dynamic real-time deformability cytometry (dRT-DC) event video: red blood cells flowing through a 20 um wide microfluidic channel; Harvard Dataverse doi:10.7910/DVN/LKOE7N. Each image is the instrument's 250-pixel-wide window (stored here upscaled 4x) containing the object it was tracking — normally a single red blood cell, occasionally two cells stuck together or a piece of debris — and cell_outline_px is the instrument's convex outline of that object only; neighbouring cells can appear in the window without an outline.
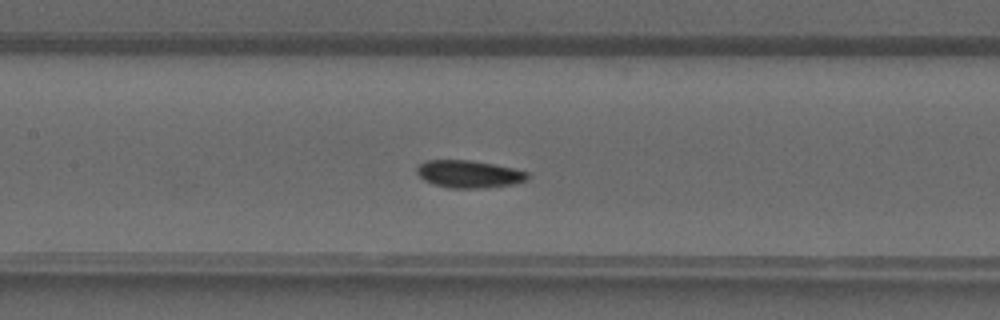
{"species": "common noctule bat (a hibernating species)", "species_latin": "Nyctalus noctula", "temperature_condition": "warm", "stored_images_in_passage": 37, "segment_of_instrument_passage": [1, 2], "camera_frame_rate_fps": 3000, "um_per_image_px": 0.085, "animal": {"sex": "male", "forearm_length_mm": 52.5}, "frame": {"image": 1, "passage_image": 14, "time_ms": 4.333, "image_size_px": [1000, 320], "cell_outline_px": [[528, 180], [516, 184], [488, 188], [448, 188], [432, 184], [424, 180], [416, 172], [416, 168], [420, 164], [428, 160], [472, 160], [512, 168], [528, 172]], "centroid_in_image_um": [39.87, 14.81], "position_along_channel_um": 167.5, "area_um2": 17.86}}
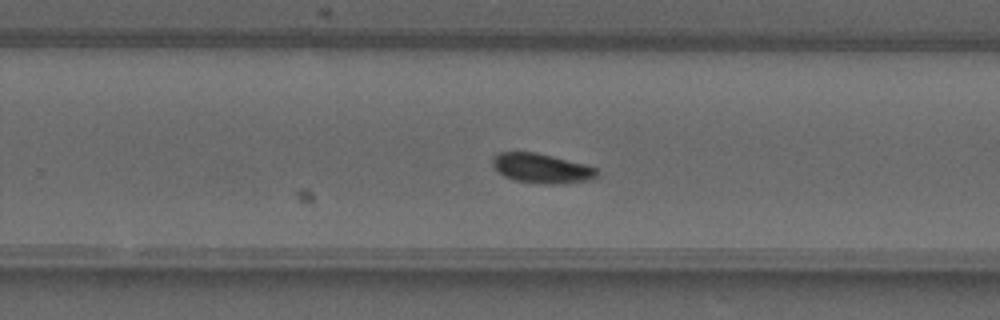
{"frame": {"image": 2, "passage_image": 21, "time_ms": 6.667, "image_size_px": [1000, 320], "cell_outline_px": [[600, 176], [592, 180], [564, 184], [544, 184], [512, 180], [504, 176], [492, 164], [492, 156], [500, 152], [536, 152], [584, 164], [596, 168], [600, 172]], "centroid_in_image_um": [46.09, 14.32], "position_along_channel_um": 283.7, "area_um2": 18.26}}
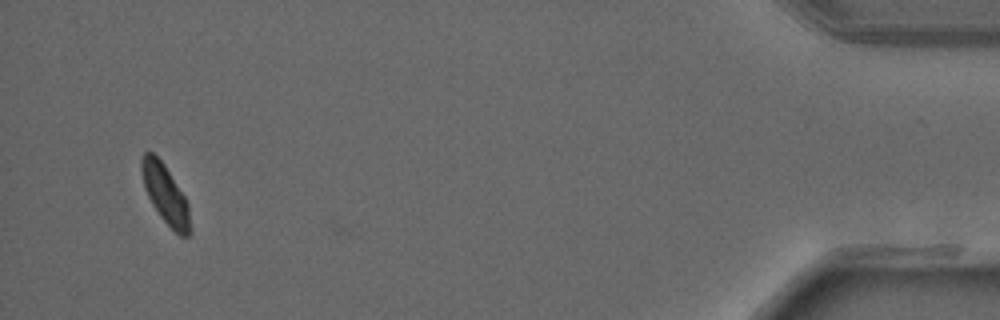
{"frame": {"image": 3, "passage_image": 34, "time_ms": 11.0, "image_size_px": [1000, 320], "cell_outline_px": [[192, 232], [188, 236], [180, 236], [160, 216], [152, 204], [144, 188], [140, 168], [140, 160], [144, 152], [152, 152], [164, 164], [184, 196], [188, 204], [192, 228]], "centroid_in_image_um": [14.05, 16.52], "position_along_channel_um": 421.1, "area_um2": 16.65}}